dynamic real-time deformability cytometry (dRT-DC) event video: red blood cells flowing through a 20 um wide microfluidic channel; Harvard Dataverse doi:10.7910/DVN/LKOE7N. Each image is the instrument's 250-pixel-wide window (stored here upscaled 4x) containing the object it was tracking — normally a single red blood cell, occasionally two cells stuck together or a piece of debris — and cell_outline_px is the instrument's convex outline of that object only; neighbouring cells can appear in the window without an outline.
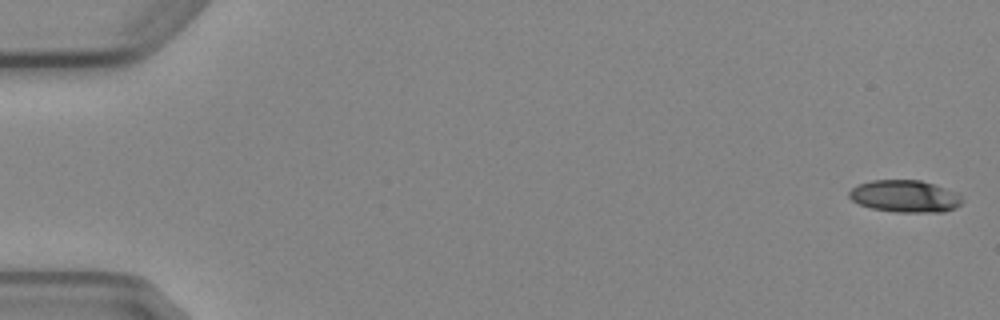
{"species": "Egyptian fruit bat (a non-hibernating species)", "species_latin": "Rousettus aegyptiacus", "temperature_condition": "cold", "stored_images_in_passage": 6, "segment_of_instrument_passage": [1, 2], "camera_frame_rate_fps": 3000, "um_per_image_px": 0.085, "animal": {"sex": "female"}, "frame": {"image": 1, "passage_image": 1, "time_ms": 0.0, "image_size_px": [1000, 320], "cell_outline_px": [[964, 200], [956, 208], [944, 212], [896, 212], [872, 208], [860, 204], [852, 200], [848, 196], [848, 192], [856, 184], [872, 180], [920, 180], [956, 192]], "centroid_in_image_um": [76.91, 16.68], "position_along_channel_um": 8.1, "area_um2": 21.15}}